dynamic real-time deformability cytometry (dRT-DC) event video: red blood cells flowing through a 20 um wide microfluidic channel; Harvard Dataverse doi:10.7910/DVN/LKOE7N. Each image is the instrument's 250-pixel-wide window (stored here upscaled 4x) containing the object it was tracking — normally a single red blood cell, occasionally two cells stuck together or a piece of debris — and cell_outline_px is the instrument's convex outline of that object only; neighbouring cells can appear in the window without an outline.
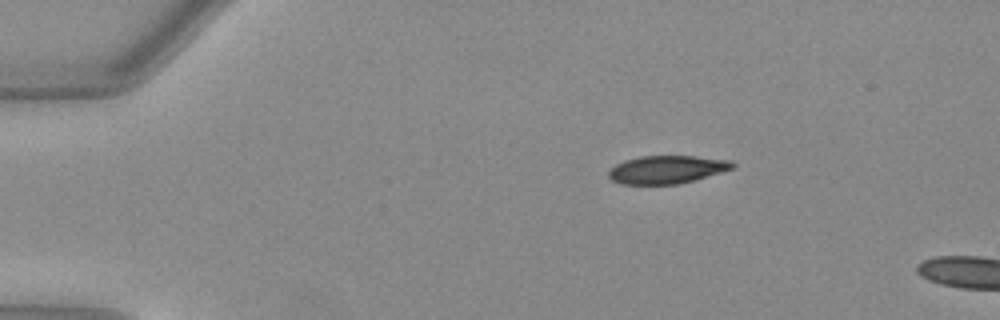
{"species": "Egyptian fruit bat (a non-hibernating species)", "species_latin": "Rousettus aegyptiacus", "temperature_condition": "warm", "stored_images_in_passage": 7, "camera_frame_rate_fps": 3000, "um_per_image_px": 0.085, "animal": {"sex": "female"}, "frame": {"image": 1, "passage_image": 1, "time_ms": 0.0, "image_size_px": [1000, 320], "cell_outline_px": [[736, 164], [732, 168], [720, 172], [692, 180], [676, 184], [620, 184], [612, 180], [608, 176], [608, 172], [616, 164], [624, 160], [640, 156], [696, 156], [732, 160]], "centroid_in_image_um": [56.66, 14.4], "position_along_channel_um": 28.3, "area_um2": 20.06}}